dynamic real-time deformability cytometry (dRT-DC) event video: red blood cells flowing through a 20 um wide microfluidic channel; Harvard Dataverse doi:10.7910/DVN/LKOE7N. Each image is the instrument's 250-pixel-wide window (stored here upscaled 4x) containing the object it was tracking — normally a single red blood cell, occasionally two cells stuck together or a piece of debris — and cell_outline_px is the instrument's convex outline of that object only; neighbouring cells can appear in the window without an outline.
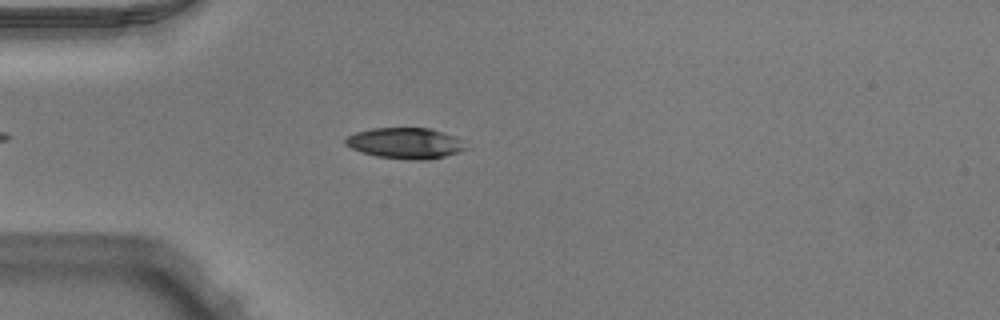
{"species": "Egyptian fruit bat (a non-hibernating species)", "species_latin": "Rousettus aegyptiacus", "temperature_condition": "warm", "stored_images_in_passage": 44, "camera_frame_rate_fps": 3000, "um_per_image_px": 0.085, "animal": {"sex": "male"}, "frame": {"image": 1, "passage_image": 7, "time_ms": 2.0, "image_size_px": [1000, 320], "cell_outline_px": [[468, 148], [460, 152], [428, 160], [408, 160], [376, 156], [352, 148], [344, 144], [344, 140], [348, 136], [356, 132], [372, 128], [428, 128], [456, 136]], "centroid_in_image_um": [34.46, 12.17], "position_along_channel_um": 50.5, "area_um2": 21.62}}
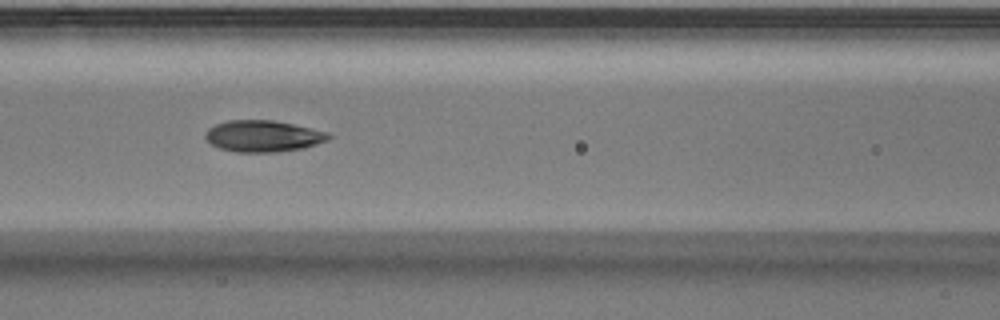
{"frame": {"image": 2, "passage_image": 15, "time_ms": 4.667, "image_size_px": [1000, 320], "cell_outline_px": [[332, 136], [328, 140], [304, 148], [276, 152], [236, 152], [220, 148], [212, 144], [204, 136], [208, 128], [216, 124], [228, 120], [272, 120], [292, 124], [328, 132]], "centroid_in_image_um": [22.37, 11.57], "position_along_channel_um": 144.2, "area_um2": 22.48}}
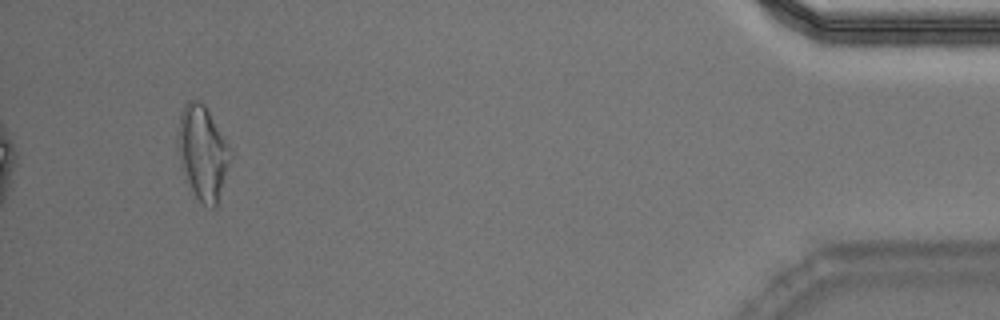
{"frame": {"image": 3, "passage_image": 41, "time_ms": 13.333, "image_size_px": [1000, 320], "cell_outline_px": [[232, 156], [216, 208], [212, 208], [192, 200], [176, 148], [176, 136], [180, 112], [184, 104], [188, 100], [200, 100], [204, 104], [232, 148]], "centroid_in_image_um": [17.2, 13.01], "position_along_channel_um": 418.0, "area_um2": 29.88}, "authors_computed_cell_mechanics": {"area_um2": 22.4264, "velocity_mm_per_s": 3.9526, "shape_relaxation_time_tau1_ms": 6.3628, "shape_relaxation_time_tau2_ms": 1.3244, "deformation_change_tau1": 0.2064, "deformation_change_tau2": 0.0717}}